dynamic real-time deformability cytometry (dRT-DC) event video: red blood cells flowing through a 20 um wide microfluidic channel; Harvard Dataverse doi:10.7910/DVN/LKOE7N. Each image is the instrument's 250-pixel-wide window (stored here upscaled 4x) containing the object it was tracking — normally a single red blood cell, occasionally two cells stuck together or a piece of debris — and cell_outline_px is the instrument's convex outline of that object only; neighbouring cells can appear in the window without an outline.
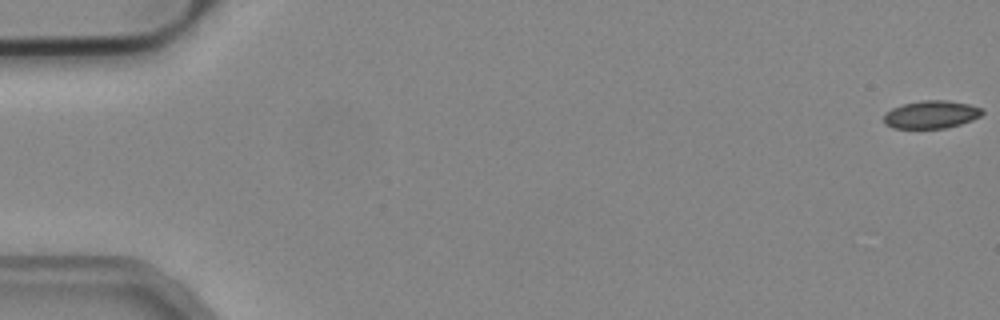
{"species": "common noctule bat (a hibernating species)", "species_latin": "Nyctalus noctula", "temperature_condition": "cold", "stored_images_in_passage": 53, "camera_frame_rate_fps": 3000, "um_per_image_px": 0.085, "animal": {"sex": "male", "body_mass_g": 19.2, "forearm_length_mm": 51.8}, "frame": {"image": 1, "passage_image": 1, "time_ms": 0.0, "image_size_px": [1000, 320], "cell_outline_px": [[984, 112], [980, 116], [972, 120], [960, 124], [944, 128], [892, 128], [884, 124], [884, 112], [892, 108], [904, 104], [924, 100], [948, 100], [968, 104], [984, 108]], "centroid_in_image_um": [79.15, 9.73], "position_along_channel_um": 5.9, "area_um2": 16.01}}
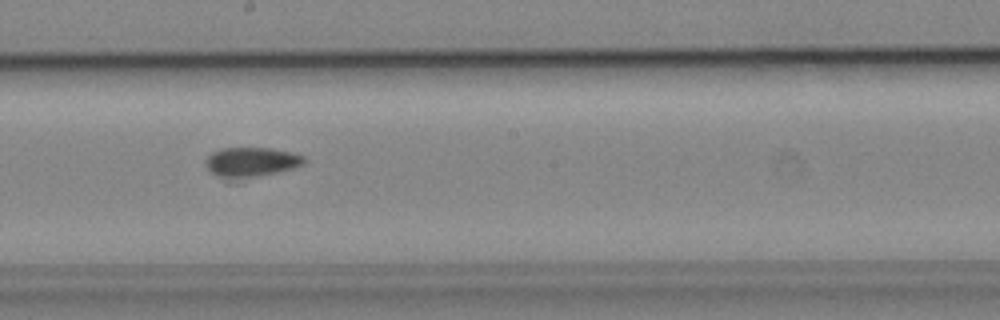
{"frame": {"image": 2, "passage_image": 30, "time_ms": 9.667, "image_size_px": [1000, 320], "cell_outline_px": [[304, 164], [296, 168], [240, 184], [228, 184], [208, 172], [204, 164], [204, 160], [212, 152], [220, 148], [272, 148], [292, 152], [304, 156]], "centroid_in_image_um": [21.26, 13.9], "position_along_channel_um": 226.9, "area_um2": 19.02}}
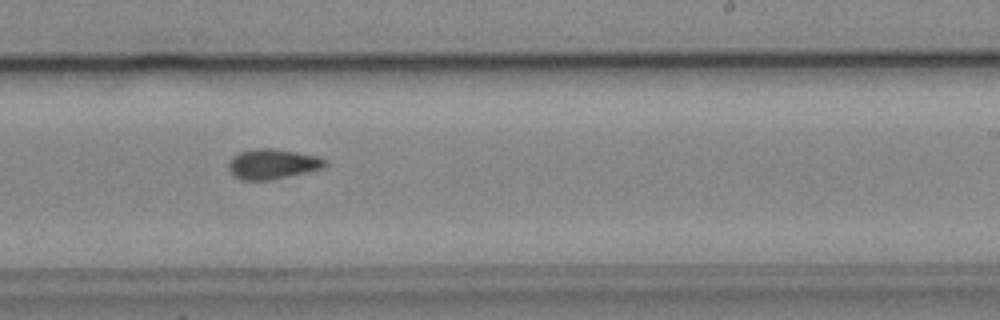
{"frame": {"image": 3, "passage_image": 33, "time_ms": 10.667, "image_size_px": [1000, 320], "cell_outline_px": [[328, 164], [324, 168], [288, 176], [268, 180], [240, 180], [228, 168], [228, 164], [232, 156], [240, 152], [256, 148], [272, 148], [296, 152], [316, 156], [328, 160]], "centroid_in_image_um": [23.18, 13.93], "position_along_channel_um": 265.8, "area_um2": 16.82}, "authors_computed_cell_mechanics": {"area_um2": 16.5886, "velocity_mm_per_s": 3.9277, "shape_relaxation_time_tau1_ms": null, "shape_relaxation_time_tau2_ms": 4.4519, "deformation_change_tau1": null, "deformation_change_tau2": 0.0866}}